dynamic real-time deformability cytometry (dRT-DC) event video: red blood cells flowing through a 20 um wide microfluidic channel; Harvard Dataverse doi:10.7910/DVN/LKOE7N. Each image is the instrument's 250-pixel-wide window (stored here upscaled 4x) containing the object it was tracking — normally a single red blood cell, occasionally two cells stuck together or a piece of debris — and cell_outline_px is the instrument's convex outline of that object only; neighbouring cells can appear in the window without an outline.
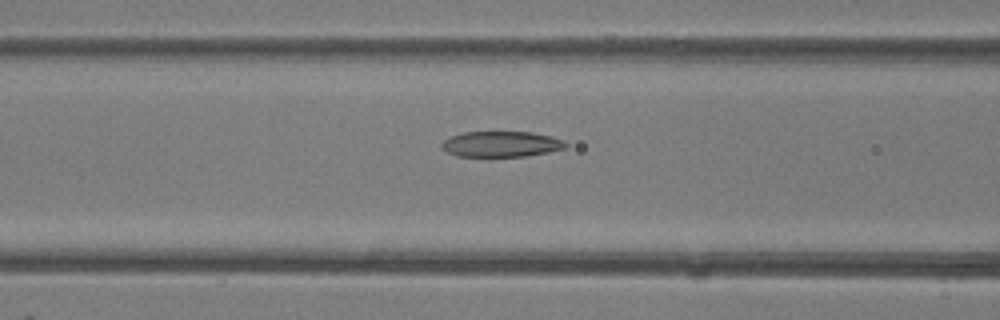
{"species": "common noctule bat (a hibernating species)", "species_latin": "Nyctalus noctula", "temperature_condition": "room temperature", "stored_images_in_passage": 42, "camera_frame_rate_fps": 3000, "um_per_image_px": 0.085, "animal": {"sex": "female"}, "frame": {"image": 1, "passage_image": 17, "time_ms": 5.333, "image_size_px": [1000, 320], "cell_outline_px": [[568, 144], [564, 148], [548, 152], [528, 156], [456, 156], [448, 152], [440, 144], [448, 136], [464, 132], [532, 132], [552, 136], [564, 140]], "centroid_in_image_um": [42.61, 12.24], "position_along_channel_um": 124.0, "area_um2": 18.55}}
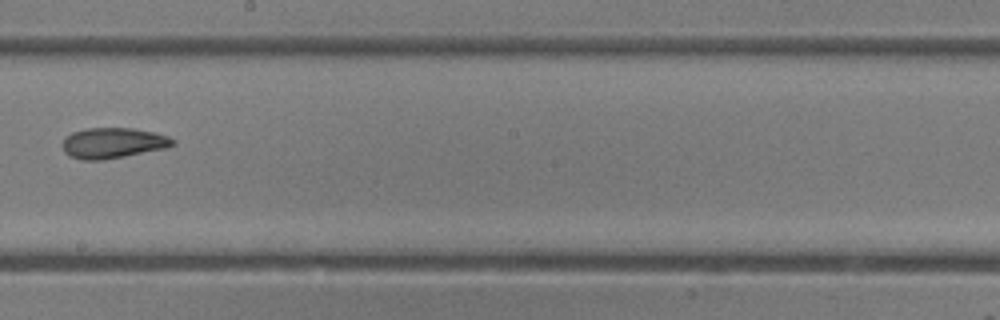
{"frame": {"image": 2, "passage_image": 24, "time_ms": 7.667, "image_size_px": [1000, 320], "cell_outline_px": [[176, 144], [164, 148], [124, 156], [100, 160], [84, 160], [68, 156], [64, 152], [64, 136], [72, 132], [84, 128], [132, 128], [156, 132], [168, 136], [176, 140]], "centroid_in_image_um": [9.6, 12.14], "position_along_channel_um": 238.6, "area_um2": 19.65}}
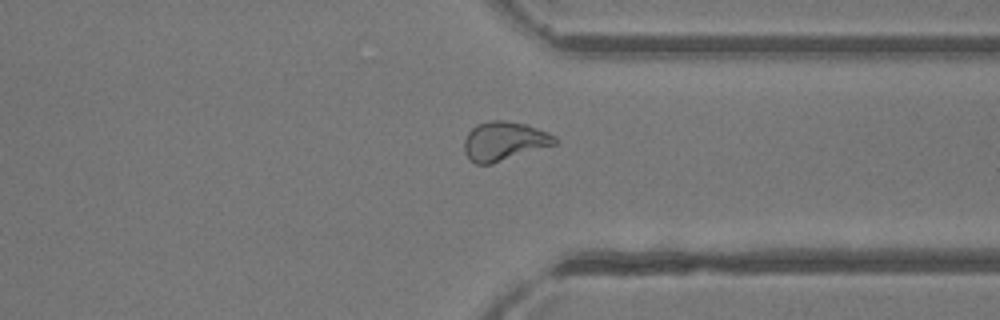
{"frame": {"image": 3, "passage_image": 32, "time_ms": 10.333, "image_size_px": [1000, 320], "cell_outline_px": [[556, 144], [492, 164], [476, 164], [464, 152], [464, 140], [468, 132], [476, 124], [488, 120], [504, 120], [524, 124], [548, 132], [556, 136]], "centroid_in_image_um": [42.84, 11.99], "position_along_channel_um": 368.6, "area_um2": 20.52}}